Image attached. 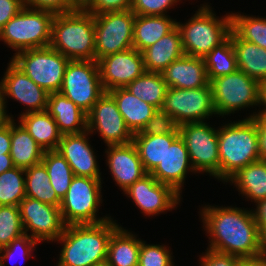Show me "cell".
Listing matches in <instances>:
<instances>
[{
  "instance_id": "cell-49",
  "label": "cell",
  "mask_w": 266,
  "mask_h": 266,
  "mask_svg": "<svg viewBox=\"0 0 266 266\" xmlns=\"http://www.w3.org/2000/svg\"><path fill=\"white\" fill-rule=\"evenodd\" d=\"M11 151V120L0 125V155Z\"/></svg>"
},
{
  "instance_id": "cell-28",
  "label": "cell",
  "mask_w": 266,
  "mask_h": 266,
  "mask_svg": "<svg viewBox=\"0 0 266 266\" xmlns=\"http://www.w3.org/2000/svg\"><path fill=\"white\" fill-rule=\"evenodd\" d=\"M176 26L177 20L170 15H135L133 48L142 52Z\"/></svg>"
},
{
  "instance_id": "cell-52",
  "label": "cell",
  "mask_w": 266,
  "mask_h": 266,
  "mask_svg": "<svg viewBox=\"0 0 266 266\" xmlns=\"http://www.w3.org/2000/svg\"><path fill=\"white\" fill-rule=\"evenodd\" d=\"M260 107L259 114L266 115V80L260 82ZM262 108V109H261Z\"/></svg>"
},
{
  "instance_id": "cell-31",
  "label": "cell",
  "mask_w": 266,
  "mask_h": 266,
  "mask_svg": "<svg viewBox=\"0 0 266 266\" xmlns=\"http://www.w3.org/2000/svg\"><path fill=\"white\" fill-rule=\"evenodd\" d=\"M229 36L235 49L237 69L259 83L266 80V49L240 39L232 30Z\"/></svg>"
},
{
  "instance_id": "cell-2",
  "label": "cell",
  "mask_w": 266,
  "mask_h": 266,
  "mask_svg": "<svg viewBox=\"0 0 266 266\" xmlns=\"http://www.w3.org/2000/svg\"><path fill=\"white\" fill-rule=\"evenodd\" d=\"M119 226L113 217L96 224L67 225L55 241L61 245L56 266H105L109 239Z\"/></svg>"
},
{
  "instance_id": "cell-57",
  "label": "cell",
  "mask_w": 266,
  "mask_h": 266,
  "mask_svg": "<svg viewBox=\"0 0 266 266\" xmlns=\"http://www.w3.org/2000/svg\"><path fill=\"white\" fill-rule=\"evenodd\" d=\"M238 266H254V260H243Z\"/></svg>"
},
{
  "instance_id": "cell-43",
  "label": "cell",
  "mask_w": 266,
  "mask_h": 266,
  "mask_svg": "<svg viewBox=\"0 0 266 266\" xmlns=\"http://www.w3.org/2000/svg\"><path fill=\"white\" fill-rule=\"evenodd\" d=\"M179 3L182 0H133L130 10L135 15H169L168 11Z\"/></svg>"
},
{
  "instance_id": "cell-3",
  "label": "cell",
  "mask_w": 266,
  "mask_h": 266,
  "mask_svg": "<svg viewBox=\"0 0 266 266\" xmlns=\"http://www.w3.org/2000/svg\"><path fill=\"white\" fill-rule=\"evenodd\" d=\"M218 152L220 181L225 185L239 169L260 160L256 121L244 117L219 125Z\"/></svg>"
},
{
  "instance_id": "cell-4",
  "label": "cell",
  "mask_w": 266,
  "mask_h": 266,
  "mask_svg": "<svg viewBox=\"0 0 266 266\" xmlns=\"http://www.w3.org/2000/svg\"><path fill=\"white\" fill-rule=\"evenodd\" d=\"M49 46L69 60L95 61L94 15L81 9L54 15Z\"/></svg>"
},
{
  "instance_id": "cell-48",
  "label": "cell",
  "mask_w": 266,
  "mask_h": 266,
  "mask_svg": "<svg viewBox=\"0 0 266 266\" xmlns=\"http://www.w3.org/2000/svg\"><path fill=\"white\" fill-rule=\"evenodd\" d=\"M253 119L257 125L260 160H266V115L258 113Z\"/></svg>"
},
{
  "instance_id": "cell-6",
  "label": "cell",
  "mask_w": 266,
  "mask_h": 266,
  "mask_svg": "<svg viewBox=\"0 0 266 266\" xmlns=\"http://www.w3.org/2000/svg\"><path fill=\"white\" fill-rule=\"evenodd\" d=\"M52 12L24 7L0 30V41L15 51L44 48L50 45Z\"/></svg>"
},
{
  "instance_id": "cell-21",
  "label": "cell",
  "mask_w": 266,
  "mask_h": 266,
  "mask_svg": "<svg viewBox=\"0 0 266 266\" xmlns=\"http://www.w3.org/2000/svg\"><path fill=\"white\" fill-rule=\"evenodd\" d=\"M197 174L185 143L179 135L166 149L163 160L150 173L158 182L171 186L182 196L187 174Z\"/></svg>"
},
{
  "instance_id": "cell-47",
  "label": "cell",
  "mask_w": 266,
  "mask_h": 266,
  "mask_svg": "<svg viewBox=\"0 0 266 266\" xmlns=\"http://www.w3.org/2000/svg\"><path fill=\"white\" fill-rule=\"evenodd\" d=\"M24 7L23 0H0V30Z\"/></svg>"
},
{
  "instance_id": "cell-44",
  "label": "cell",
  "mask_w": 266,
  "mask_h": 266,
  "mask_svg": "<svg viewBox=\"0 0 266 266\" xmlns=\"http://www.w3.org/2000/svg\"><path fill=\"white\" fill-rule=\"evenodd\" d=\"M199 256V266H238L243 261L235 255L217 252L209 248Z\"/></svg>"
},
{
  "instance_id": "cell-14",
  "label": "cell",
  "mask_w": 266,
  "mask_h": 266,
  "mask_svg": "<svg viewBox=\"0 0 266 266\" xmlns=\"http://www.w3.org/2000/svg\"><path fill=\"white\" fill-rule=\"evenodd\" d=\"M18 207L24 233L38 243H55L67 226L57 206L25 197Z\"/></svg>"
},
{
  "instance_id": "cell-16",
  "label": "cell",
  "mask_w": 266,
  "mask_h": 266,
  "mask_svg": "<svg viewBox=\"0 0 266 266\" xmlns=\"http://www.w3.org/2000/svg\"><path fill=\"white\" fill-rule=\"evenodd\" d=\"M87 131L91 135L98 133L106 146L129 144L133 139L114 98L108 92H104L87 113Z\"/></svg>"
},
{
  "instance_id": "cell-17",
  "label": "cell",
  "mask_w": 266,
  "mask_h": 266,
  "mask_svg": "<svg viewBox=\"0 0 266 266\" xmlns=\"http://www.w3.org/2000/svg\"><path fill=\"white\" fill-rule=\"evenodd\" d=\"M97 62L105 92L125 88L145 72L142 53L135 48L107 55Z\"/></svg>"
},
{
  "instance_id": "cell-56",
  "label": "cell",
  "mask_w": 266,
  "mask_h": 266,
  "mask_svg": "<svg viewBox=\"0 0 266 266\" xmlns=\"http://www.w3.org/2000/svg\"><path fill=\"white\" fill-rule=\"evenodd\" d=\"M254 266H266V257L255 259Z\"/></svg>"
},
{
  "instance_id": "cell-46",
  "label": "cell",
  "mask_w": 266,
  "mask_h": 266,
  "mask_svg": "<svg viewBox=\"0 0 266 266\" xmlns=\"http://www.w3.org/2000/svg\"><path fill=\"white\" fill-rule=\"evenodd\" d=\"M132 1L133 0H92L84 10L93 15L130 10Z\"/></svg>"
},
{
  "instance_id": "cell-35",
  "label": "cell",
  "mask_w": 266,
  "mask_h": 266,
  "mask_svg": "<svg viewBox=\"0 0 266 266\" xmlns=\"http://www.w3.org/2000/svg\"><path fill=\"white\" fill-rule=\"evenodd\" d=\"M249 15L231 11V30L240 39L266 49V16Z\"/></svg>"
},
{
  "instance_id": "cell-55",
  "label": "cell",
  "mask_w": 266,
  "mask_h": 266,
  "mask_svg": "<svg viewBox=\"0 0 266 266\" xmlns=\"http://www.w3.org/2000/svg\"><path fill=\"white\" fill-rule=\"evenodd\" d=\"M76 9L84 10L92 0H70Z\"/></svg>"
},
{
  "instance_id": "cell-10",
  "label": "cell",
  "mask_w": 266,
  "mask_h": 266,
  "mask_svg": "<svg viewBox=\"0 0 266 266\" xmlns=\"http://www.w3.org/2000/svg\"><path fill=\"white\" fill-rule=\"evenodd\" d=\"M10 60L46 92H59L69 59L52 47L21 51Z\"/></svg>"
},
{
  "instance_id": "cell-38",
  "label": "cell",
  "mask_w": 266,
  "mask_h": 266,
  "mask_svg": "<svg viewBox=\"0 0 266 266\" xmlns=\"http://www.w3.org/2000/svg\"><path fill=\"white\" fill-rule=\"evenodd\" d=\"M25 197L24 169L13 167L0 174V206H18Z\"/></svg>"
},
{
  "instance_id": "cell-42",
  "label": "cell",
  "mask_w": 266,
  "mask_h": 266,
  "mask_svg": "<svg viewBox=\"0 0 266 266\" xmlns=\"http://www.w3.org/2000/svg\"><path fill=\"white\" fill-rule=\"evenodd\" d=\"M179 126L172 115L157 109L142 130L133 135L179 134Z\"/></svg>"
},
{
  "instance_id": "cell-32",
  "label": "cell",
  "mask_w": 266,
  "mask_h": 266,
  "mask_svg": "<svg viewBox=\"0 0 266 266\" xmlns=\"http://www.w3.org/2000/svg\"><path fill=\"white\" fill-rule=\"evenodd\" d=\"M178 136L179 134L133 135L132 143L147 173H151L163 160L167 147Z\"/></svg>"
},
{
  "instance_id": "cell-18",
  "label": "cell",
  "mask_w": 266,
  "mask_h": 266,
  "mask_svg": "<svg viewBox=\"0 0 266 266\" xmlns=\"http://www.w3.org/2000/svg\"><path fill=\"white\" fill-rule=\"evenodd\" d=\"M4 75L0 79L3 88L5 102L13 99L25 106L24 111L18 115L29 112H42L47 110L48 96L42 87L31 80L19 67L11 60L7 63Z\"/></svg>"
},
{
  "instance_id": "cell-29",
  "label": "cell",
  "mask_w": 266,
  "mask_h": 266,
  "mask_svg": "<svg viewBox=\"0 0 266 266\" xmlns=\"http://www.w3.org/2000/svg\"><path fill=\"white\" fill-rule=\"evenodd\" d=\"M44 151L17 119H11L10 156L14 167L27 169L41 163Z\"/></svg>"
},
{
  "instance_id": "cell-20",
  "label": "cell",
  "mask_w": 266,
  "mask_h": 266,
  "mask_svg": "<svg viewBox=\"0 0 266 266\" xmlns=\"http://www.w3.org/2000/svg\"><path fill=\"white\" fill-rule=\"evenodd\" d=\"M105 164L115 185L125 191L135 181L147 174L135 145H108L105 148Z\"/></svg>"
},
{
  "instance_id": "cell-41",
  "label": "cell",
  "mask_w": 266,
  "mask_h": 266,
  "mask_svg": "<svg viewBox=\"0 0 266 266\" xmlns=\"http://www.w3.org/2000/svg\"><path fill=\"white\" fill-rule=\"evenodd\" d=\"M171 248L164 244H146L141 239L138 266H175Z\"/></svg>"
},
{
  "instance_id": "cell-54",
  "label": "cell",
  "mask_w": 266,
  "mask_h": 266,
  "mask_svg": "<svg viewBox=\"0 0 266 266\" xmlns=\"http://www.w3.org/2000/svg\"><path fill=\"white\" fill-rule=\"evenodd\" d=\"M262 257H266V226L260 231Z\"/></svg>"
},
{
  "instance_id": "cell-27",
  "label": "cell",
  "mask_w": 266,
  "mask_h": 266,
  "mask_svg": "<svg viewBox=\"0 0 266 266\" xmlns=\"http://www.w3.org/2000/svg\"><path fill=\"white\" fill-rule=\"evenodd\" d=\"M138 236L120 225L109 239L105 266H138L141 246Z\"/></svg>"
},
{
  "instance_id": "cell-15",
  "label": "cell",
  "mask_w": 266,
  "mask_h": 266,
  "mask_svg": "<svg viewBox=\"0 0 266 266\" xmlns=\"http://www.w3.org/2000/svg\"><path fill=\"white\" fill-rule=\"evenodd\" d=\"M122 193L133 200L132 202L146 218L172 212L181 206L183 200L171 186L158 182L150 173L135 181Z\"/></svg>"
},
{
  "instance_id": "cell-40",
  "label": "cell",
  "mask_w": 266,
  "mask_h": 266,
  "mask_svg": "<svg viewBox=\"0 0 266 266\" xmlns=\"http://www.w3.org/2000/svg\"><path fill=\"white\" fill-rule=\"evenodd\" d=\"M37 245H39V243L35 239L26 233L22 234L18 238H15L10 244L0 249V266H7V264H5L6 261H9L12 265H14L16 264L14 263L15 259H17L16 261H19L18 259L21 257L22 261H26L30 257L35 258L33 255Z\"/></svg>"
},
{
  "instance_id": "cell-19",
  "label": "cell",
  "mask_w": 266,
  "mask_h": 266,
  "mask_svg": "<svg viewBox=\"0 0 266 266\" xmlns=\"http://www.w3.org/2000/svg\"><path fill=\"white\" fill-rule=\"evenodd\" d=\"M88 131L80 134H64L57 151L69 163L74 176L102 178L99 162Z\"/></svg>"
},
{
  "instance_id": "cell-33",
  "label": "cell",
  "mask_w": 266,
  "mask_h": 266,
  "mask_svg": "<svg viewBox=\"0 0 266 266\" xmlns=\"http://www.w3.org/2000/svg\"><path fill=\"white\" fill-rule=\"evenodd\" d=\"M24 171L26 197L60 207L61 199L57 196L49 181L45 165L41 162L24 169Z\"/></svg>"
},
{
  "instance_id": "cell-22",
  "label": "cell",
  "mask_w": 266,
  "mask_h": 266,
  "mask_svg": "<svg viewBox=\"0 0 266 266\" xmlns=\"http://www.w3.org/2000/svg\"><path fill=\"white\" fill-rule=\"evenodd\" d=\"M168 87L197 89L209 84L204 58L183 55L163 72Z\"/></svg>"
},
{
  "instance_id": "cell-7",
  "label": "cell",
  "mask_w": 266,
  "mask_h": 266,
  "mask_svg": "<svg viewBox=\"0 0 266 266\" xmlns=\"http://www.w3.org/2000/svg\"><path fill=\"white\" fill-rule=\"evenodd\" d=\"M209 83L217 118H226L225 116L234 115L246 108L256 107L246 118H253L259 113L256 110L260 107V83L256 79L237 69L234 73L214 78Z\"/></svg>"
},
{
  "instance_id": "cell-34",
  "label": "cell",
  "mask_w": 266,
  "mask_h": 266,
  "mask_svg": "<svg viewBox=\"0 0 266 266\" xmlns=\"http://www.w3.org/2000/svg\"><path fill=\"white\" fill-rule=\"evenodd\" d=\"M134 96L161 109L168 89L162 73L145 71L126 87Z\"/></svg>"
},
{
  "instance_id": "cell-9",
  "label": "cell",
  "mask_w": 266,
  "mask_h": 266,
  "mask_svg": "<svg viewBox=\"0 0 266 266\" xmlns=\"http://www.w3.org/2000/svg\"><path fill=\"white\" fill-rule=\"evenodd\" d=\"M211 126L210 121L183 123L179 126V135L195 172L209 174L220 181L218 127Z\"/></svg>"
},
{
  "instance_id": "cell-50",
  "label": "cell",
  "mask_w": 266,
  "mask_h": 266,
  "mask_svg": "<svg viewBox=\"0 0 266 266\" xmlns=\"http://www.w3.org/2000/svg\"><path fill=\"white\" fill-rule=\"evenodd\" d=\"M256 208L252 209L257 227L261 231L266 226V199L255 204Z\"/></svg>"
},
{
  "instance_id": "cell-45",
  "label": "cell",
  "mask_w": 266,
  "mask_h": 266,
  "mask_svg": "<svg viewBox=\"0 0 266 266\" xmlns=\"http://www.w3.org/2000/svg\"><path fill=\"white\" fill-rule=\"evenodd\" d=\"M26 7L40 9L56 14L74 12L77 9L70 0H23Z\"/></svg>"
},
{
  "instance_id": "cell-25",
  "label": "cell",
  "mask_w": 266,
  "mask_h": 266,
  "mask_svg": "<svg viewBox=\"0 0 266 266\" xmlns=\"http://www.w3.org/2000/svg\"><path fill=\"white\" fill-rule=\"evenodd\" d=\"M236 187L246 201L258 203L266 199V160H258L239 169L225 184Z\"/></svg>"
},
{
  "instance_id": "cell-12",
  "label": "cell",
  "mask_w": 266,
  "mask_h": 266,
  "mask_svg": "<svg viewBox=\"0 0 266 266\" xmlns=\"http://www.w3.org/2000/svg\"><path fill=\"white\" fill-rule=\"evenodd\" d=\"M88 113L104 94L97 61L70 60L59 91Z\"/></svg>"
},
{
  "instance_id": "cell-11",
  "label": "cell",
  "mask_w": 266,
  "mask_h": 266,
  "mask_svg": "<svg viewBox=\"0 0 266 266\" xmlns=\"http://www.w3.org/2000/svg\"><path fill=\"white\" fill-rule=\"evenodd\" d=\"M134 20L131 10L94 15L95 61L133 48Z\"/></svg>"
},
{
  "instance_id": "cell-24",
  "label": "cell",
  "mask_w": 266,
  "mask_h": 266,
  "mask_svg": "<svg viewBox=\"0 0 266 266\" xmlns=\"http://www.w3.org/2000/svg\"><path fill=\"white\" fill-rule=\"evenodd\" d=\"M141 53L145 71L162 73L174 60L184 55L179 28L176 26Z\"/></svg>"
},
{
  "instance_id": "cell-13",
  "label": "cell",
  "mask_w": 266,
  "mask_h": 266,
  "mask_svg": "<svg viewBox=\"0 0 266 266\" xmlns=\"http://www.w3.org/2000/svg\"><path fill=\"white\" fill-rule=\"evenodd\" d=\"M161 109L172 115L179 125L217 117L210 83L197 89L168 87Z\"/></svg>"
},
{
  "instance_id": "cell-8",
  "label": "cell",
  "mask_w": 266,
  "mask_h": 266,
  "mask_svg": "<svg viewBox=\"0 0 266 266\" xmlns=\"http://www.w3.org/2000/svg\"><path fill=\"white\" fill-rule=\"evenodd\" d=\"M102 179L73 177L59 207L66 225L96 224L112 218L110 214H98L103 203Z\"/></svg>"
},
{
  "instance_id": "cell-5",
  "label": "cell",
  "mask_w": 266,
  "mask_h": 266,
  "mask_svg": "<svg viewBox=\"0 0 266 266\" xmlns=\"http://www.w3.org/2000/svg\"><path fill=\"white\" fill-rule=\"evenodd\" d=\"M213 9L209 2H204L186 22H177L184 55L204 58L229 37L230 12L219 17Z\"/></svg>"
},
{
  "instance_id": "cell-51",
  "label": "cell",
  "mask_w": 266,
  "mask_h": 266,
  "mask_svg": "<svg viewBox=\"0 0 266 266\" xmlns=\"http://www.w3.org/2000/svg\"><path fill=\"white\" fill-rule=\"evenodd\" d=\"M11 119H14V115L7 110L3 88L0 83V125L9 122Z\"/></svg>"
},
{
  "instance_id": "cell-26",
  "label": "cell",
  "mask_w": 266,
  "mask_h": 266,
  "mask_svg": "<svg viewBox=\"0 0 266 266\" xmlns=\"http://www.w3.org/2000/svg\"><path fill=\"white\" fill-rule=\"evenodd\" d=\"M108 93L114 98L118 110L132 134L140 132L157 110L156 107L134 96L126 88H116Z\"/></svg>"
},
{
  "instance_id": "cell-30",
  "label": "cell",
  "mask_w": 266,
  "mask_h": 266,
  "mask_svg": "<svg viewBox=\"0 0 266 266\" xmlns=\"http://www.w3.org/2000/svg\"><path fill=\"white\" fill-rule=\"evenodd\" d=\"M28 133L45 150H57L62 133L54 118L47 112H29L17 117Z\"/></svg>"
},
{
  "instance_id": "cell-1",
  "label": "cell",
  "mask_w": 266,
  "mask_h": 266,
  "mask_svg": "<svg viewBox=\"0 0 266 266\" xmlns=\"http://www.w3.org/2000/svg\"><path fill=\"white\" fill-rule=\"evenodd\" d=\"M242 208L236 205H201L199 219L209 239L207 248L242 260H255L262 257L260 230L252 209Z\"/></svg>"
},
{
  "instance_id": "cell-53",
  "label": "cell",
  "mask_w": 266,
  "mask_h": 266,
  "mask_svg": "<svg viewBox=\"0 0 266 266\" xmlns=\"http://www.w3.org/2000/svg\"><path fill=\"white\" fill-rule=\"evenodd\" d=\"M14 167L10 154L0 155V174Z\"/></svg>"
},
{
  "instance_id": "cell-36",
  "label": "cell",
  "mask_w": 266,
  "mask_h": 266,
  "mask_svg": "<svg viewBox=\"0 0 266 266\" xmlns=\"http://www.w3.org/2000/svg\"><path fill=\"white\" fill-rule=\"evenodd\" d=\"M205 66L209 82L237 70L235 49L229 36L223 43L214 47L205 57Z\"/></svg>"
},
{
  "instance_id": "cell-23",
  "label": "cell",
  "mask_w": 266,
  "mask_h": 266,
  "mask_svg": "<svg viewBox=\"0 0 266 266\" xmlns=\"http://www.w3.org/2000/svg\"><path fill=\"white\" fill-rule=\"evenodd\" d=\"M64 134H80L87 131V113L60 92L50 93L47 110Z\"/></svg>"
},
{
  "instance_id": "cell-39",
  "label": "cell",
  "mask_w": 266,
  "mask_h": 266,
  "mask_svg": "<svg viewBox=\"0 0 266 266\" xmlns=\"http://www.w3.org/2000/svg\"><path fill=\"white\" fill-rule=\"evenodd\" d=\"M24 234L18 206H0V248Z\"/></svg>"
},
{
  "instance_id": "cell-37",
  "label": "cell",
  "mask_w": 266,
  "mask_h": 266,
  "mask_svg": "<svg viewBox=\"0 0 266 266\" xmlns=\"http://www.w3.org/2000/svg\"><path fill=\"white\" fill-rule=\"evenodd\" d=\"M42 163L47 168L49 181L53 189L57 196L62 199L74 177L69 163L57 150L44 151Z\"/></svg>"
}]
</instances>
